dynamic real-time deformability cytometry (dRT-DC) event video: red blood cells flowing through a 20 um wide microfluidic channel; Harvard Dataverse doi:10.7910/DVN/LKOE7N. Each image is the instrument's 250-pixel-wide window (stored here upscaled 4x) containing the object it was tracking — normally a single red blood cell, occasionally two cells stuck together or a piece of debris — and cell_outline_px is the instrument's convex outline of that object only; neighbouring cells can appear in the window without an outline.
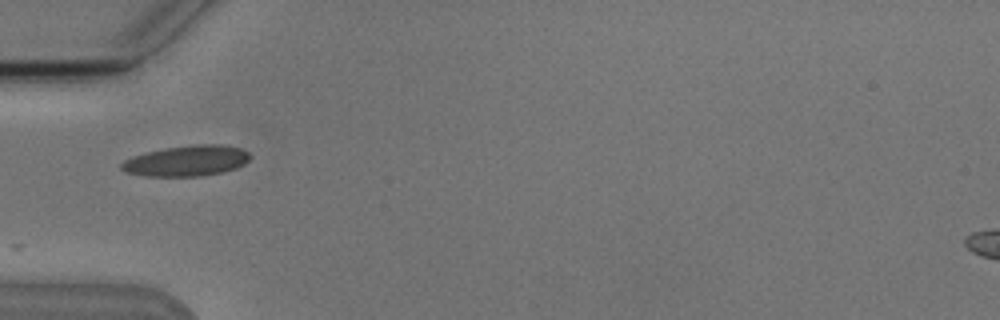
{"species": "Egyptian fruit bat (a non-hibernating species)", "species_latin": "Rousettus aegyptiacus", "temperature_condition": "cold", "stored_images_in_passage": 4, "camera_frame_rate_fps": 3000, "um_per_image_px": 0.085, "animal": {"sex": "male"}, "frame": {"image": 1, "passage_image": 1, "time_ms": 0.0, "image_size_px": [1000, 320], "cell_outline_px": [[252, 156], [244, 164], [236, 168], [220, 172], [200, 176], [148, 176], [128, 172], [120, 168], [120, 164], [124, 160], [132, 156], [164, 148], [192, 144], [224, 144], [240, 148], [248, 152]], "centroid_in_image_um": [15.89, 13.65], "position_along_channel_um": 69.1, "area_um2": 22.95}}
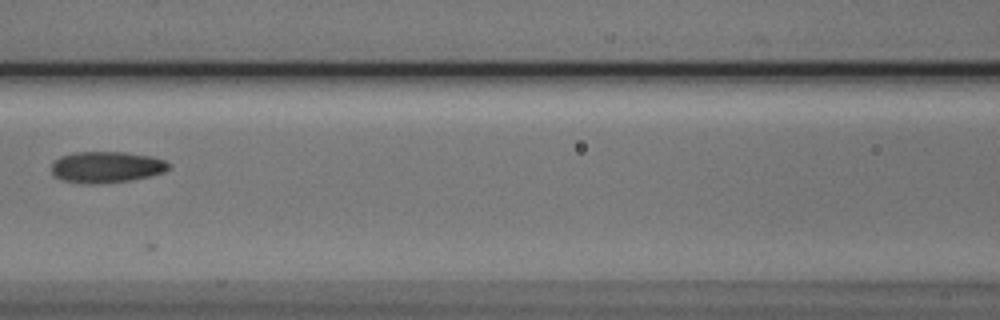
{"frame": {"image": 2, "passage_image": 3, "time_ms": 2.333, "image_size_px": [1000, 320], "cell_outline_px": [[168, 168], [164, 172], [148, 176], [128, 180], [92, 184], [80, 184], [60, 180], [52, 172], [52, 164], [60, 156], [72, 152], [124, 152], [152, 156], [164, 160], [168, 164]], "centroid_in_image_um": [9.0, 14.2], "position_along_channel_um": 157.6, "area_um2": 21.27}}
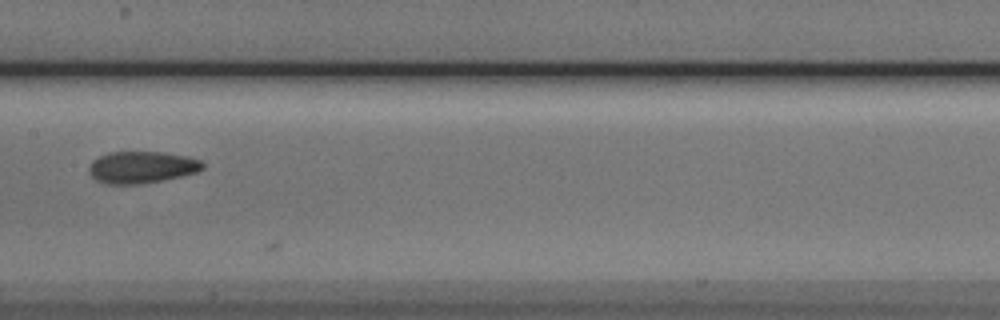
{"frame": {"image": 3, "passage_image": 4, "time_ms": 3.333, "image_size_px": [1000, 320], "cell_outline_px": [[204, 168], [196, 172], [180, 176], [140, 184], [108, 184], [96, 180], [88, 172], [88, 168], [92, 160], [108, 152], [164, 152], [188, 156], [200, 160], [204, 164]], "centroid_in_image_um": [12.03, 14.2], "position_along_channel_um": 195.4, "area_um2": 21.1}}